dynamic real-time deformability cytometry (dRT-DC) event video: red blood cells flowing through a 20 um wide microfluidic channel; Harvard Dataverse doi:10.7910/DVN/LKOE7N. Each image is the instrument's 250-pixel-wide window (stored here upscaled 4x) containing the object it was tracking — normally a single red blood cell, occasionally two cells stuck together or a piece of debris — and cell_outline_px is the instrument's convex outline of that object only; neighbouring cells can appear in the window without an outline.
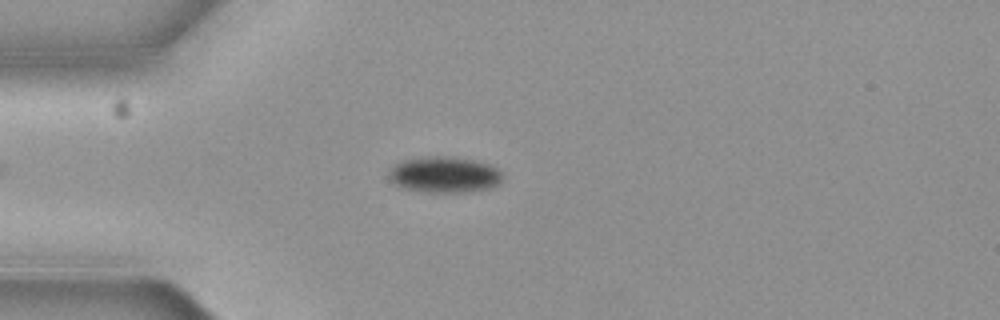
{"species": "common noctule bat (a hibernating species)", "species_latin": "Nyctalus noctula", "temperature_condition": "cold", "stored_images_in_passage": 6, "camera_frame_rate_fps": 3000, "um_per_image_px": 0.085, "animal": {"sex": "female", "body_mass_g": 19.3, "forearm_length_mm": 54.1}, "frame": {"image": 1, "passage_image": 4, "time_ms": 1.0, "image_size_px": [1000, 320], "cell_outline_px": [[500, 180], [496, 184], [488, 188], [468, 192], [420, 192], [400, 188], [388, 180], [388, 172], [392, 164], [404, 160], [436, 156], [440, 156], [472, 160], [488, 164], [496, 168], [500, 172]], "centroid_in_image_um": [37.65, 14.87], "position_along_channel_um": 47.3, "area_um2": 23.76}}
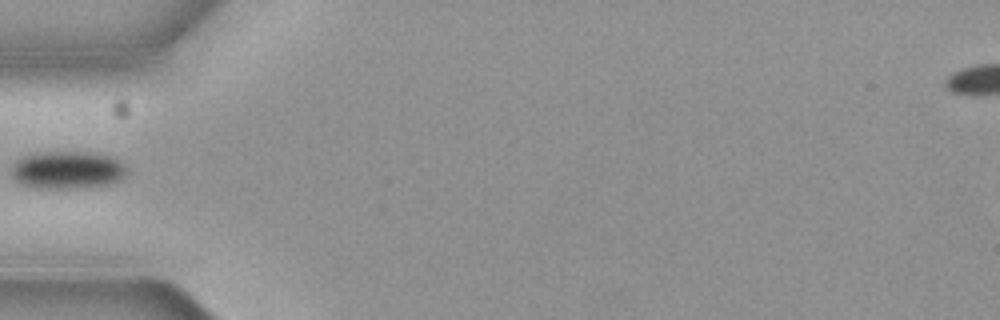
{"frame": {"image": 2, "passage_image": 5, "time_ms": 1.333, "image_size_px": [1000, 320], "cell_outline_px": [[124, 176], [116, 180], [104, 184], [76, 188], [36, 188], [20, 184], [12, 176], [12, 168], [16, 160], [28, 156], [48, 152], [84, 152], [112, 156], [120, 160], [124, 168]], "centroid_in_image_um": [5.69, 14.45], "position_along_channel_um": 79.3, "area_um2": 24.68}}
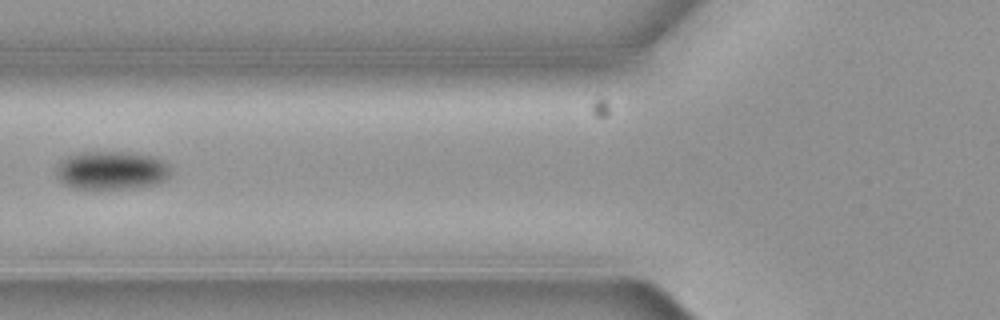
{"frame": {"image": 3, "passage_image": 6, "time_ms": 1.667, "image_size_px": [1000, 320], "cell_outline_px": [[172, 172], [164, 180], [156, 184], [132, 188], [76, 188], [64, 184], [56, 176], [56, 168], [60, 160], [76, 152], [128, 152], [156, 156], [164, 160], [172, 168]], "centroid_in_image_um": [9.5, 14.46], "position_along_channel_um": 116.3, "area_um2": 25.89}}